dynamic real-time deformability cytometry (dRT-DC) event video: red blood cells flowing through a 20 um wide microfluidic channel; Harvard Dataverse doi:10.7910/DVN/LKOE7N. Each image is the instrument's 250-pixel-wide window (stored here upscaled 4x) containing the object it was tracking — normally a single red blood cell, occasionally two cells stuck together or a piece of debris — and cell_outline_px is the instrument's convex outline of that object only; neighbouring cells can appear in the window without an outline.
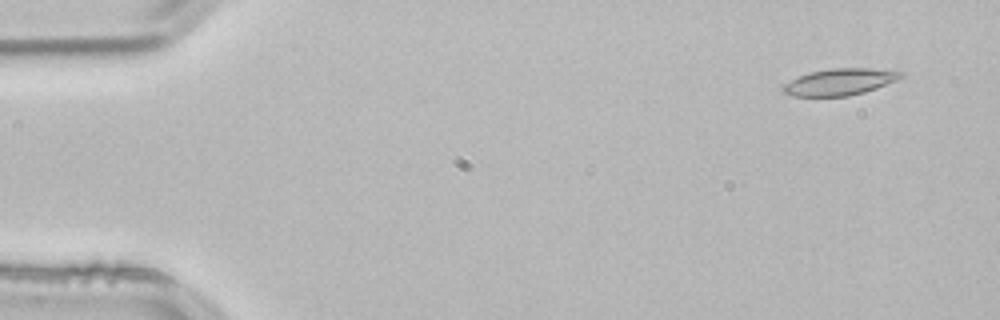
{"species": "common noctule bat (a hibernating species)", "species_latin": "Nyctalus noctula", "temperature_condition": "room temperature", "stored_images_in_passage": 50, "camera_frame_rate_fps": 3000, "um_per_image_px": 0.085, "animal": {"sex": "male", "body_mass_g": 21.5, "forearm_length_mm": 52.0}, "frame": {"image": 1, "passage_image": 1, "time_ms": 0.0, "image_size_px": [1000, 320], "cell_outline_px": [[904, 76], [896, 80], [876, 88], [864, 92], [848, 96], [792, 96], [780, 92], [780, 88], [784, 84], [800, 76], [812, 72], [832, 68], [868, 68], [904, 72]], "centroid_in_image_um": [71.36, 6.97], "position_along_channel_um": 13.6, "area_um2": 18.15}}
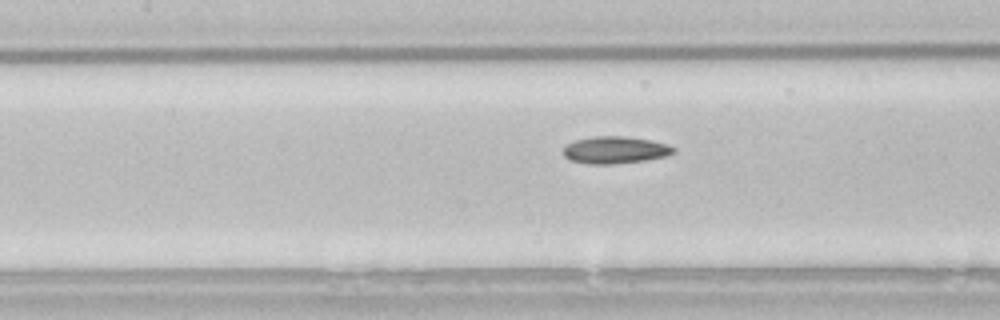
{"frame": {"image": 2, "passage_image": 21, "time_ms": 6.667, "image_size_px": [1000, 320], "cell_outline_px": [[676, 152], [664, 156], [644, 160], [612, 164], [588, 164], [568, 160], [564, 156], [564, 148], [568, 144], [576, 140], [592, 136], [624, 136], [652, 140], [668, 144], [676, 148]], "centroid_in_image_um": [52.29, 12.74], "position_along_channel_um": 155.1, "area_um2": 17.46}}
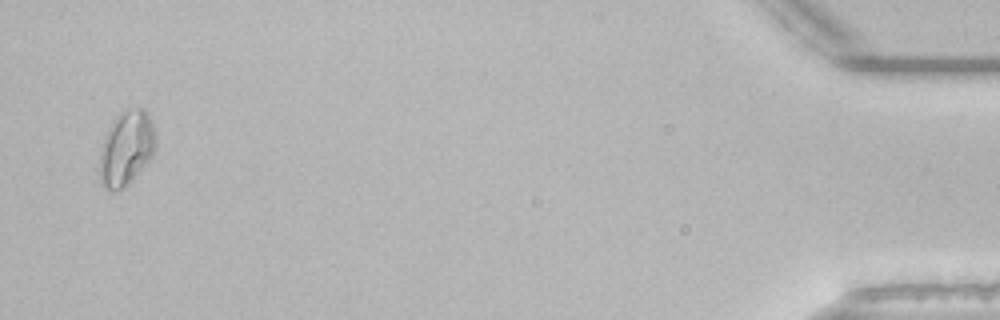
{"frame": {"image": 3, "passage_image": 49, "time_ms": 16.0, "image_size_px": [1000, 320], "cell_outline_px": [[156, 148], [152, 156], [132, 180], [124, 188], [112, 192], [104, 188], [100, 184], [96, 172], [96, 168], [100, 148], [104, 136], [108, 128], [116, 116], [124, 108], [144, 108], [152, 124], [156, 136]], "centroid_in_image_um": [10.67, 12.64], "position_along_channel_um": 424.5, "area_um2": 25.2}, "authors_computed_cell_mechanics": {"area_um2": 17.6868, "velocity_mm_per_s": 3.8448, "shape_relaxation_time_tau1_ms": null, "shape_relaxation_time_tau2_ms": 4.338, "deformation_change_tau1": null, "deformation_change_tau2": 0.0923}}